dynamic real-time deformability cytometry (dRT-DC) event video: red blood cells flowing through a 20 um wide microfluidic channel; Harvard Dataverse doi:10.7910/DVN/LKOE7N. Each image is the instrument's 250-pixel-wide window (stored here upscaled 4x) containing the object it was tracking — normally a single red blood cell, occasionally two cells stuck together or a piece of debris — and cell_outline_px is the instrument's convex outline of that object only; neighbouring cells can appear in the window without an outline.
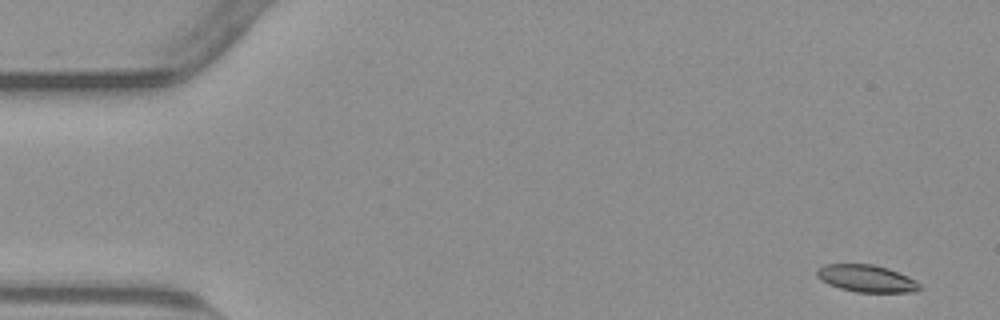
{"species": "common noctule bat (a hibernating species)", "species_latin": "Nyctalus noctula", "temperature_condition": "warm", "stored_images_in_passage": 54, "camera_frame_rate_fps": 3000, "um_per_image_px": 0.085, "animal": {"sex": "male", "body_mass_g": 23.1, "forearm_length_mm": 52.7}, "frame": {"image": 1, "passage_image": 2, "time_ms": 0.333, "image_size_px": [1000, 320], "cell_outline_px": [[920, 288], [916, 292], [856, 292], [840, 288], [828, 284], [820, 280], [816, 276], [816, 268], [824, 264], [872, 264], [888, 268], [908, 276], [916, 280], [920, 284]], "centroid_in_image_um": [73.63, 23.66], "position_along_channel_um": 11.4, "area_um2": 16.42}}
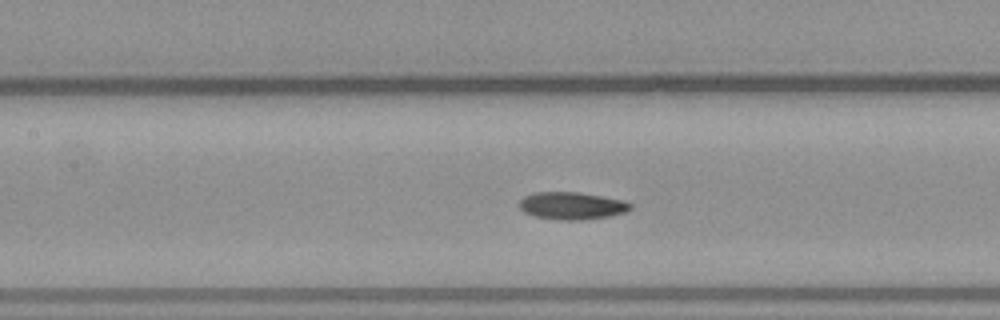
{"frame": {"image": 2, "passage_image": 24, "time_ms": 7.667, "image_size_px": [1000, 320], "cell_outline_px": [[632, 208], [624, 212], [608, 216], [584, 220], [560, 220], [532, 216], [524, 212], [520, 208], [520, 200], [524, 196], [532, 192], [580, 192], [624, 200], [632, 204]], "centroid_in_image_um": [48.59, 17.48], "position_along_channel_um": 158.8, "area_um2": 17.86}}
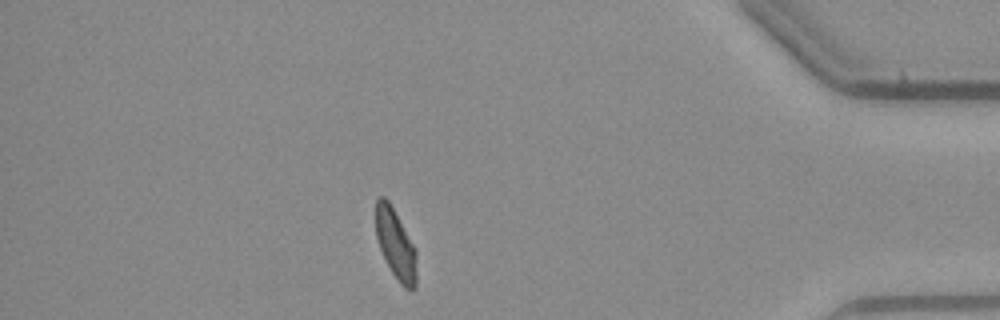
{"frame": {"image": 3, "passage_image": 47, "time_ms": 15.333, "image_size_px": [1000, 320], "cell_outline_px": [[416, 288], [412, 292], [404, 288], [400, 284], [392, 272], [380, 248], [376, 236], [376, 200], [380, 196], [384, 196], [388, 200], [416, 248]], "centroid_in_image_um": [33.65, 20.79], "position_along_channel_um": 401.5, "area_um2": 16.59}, "authors_computed_cell_mechanics": {"area_um2": 17.34, "velocity_mm_per_s": 3.7695, "shape_relaxation_time_tau1_ms": 5.5051, "shape_relaxation_time_tau2_ms": 2.4555, "deformation_change_tau1": 0.1599, "deformation_change_tau2": 0.0777}}